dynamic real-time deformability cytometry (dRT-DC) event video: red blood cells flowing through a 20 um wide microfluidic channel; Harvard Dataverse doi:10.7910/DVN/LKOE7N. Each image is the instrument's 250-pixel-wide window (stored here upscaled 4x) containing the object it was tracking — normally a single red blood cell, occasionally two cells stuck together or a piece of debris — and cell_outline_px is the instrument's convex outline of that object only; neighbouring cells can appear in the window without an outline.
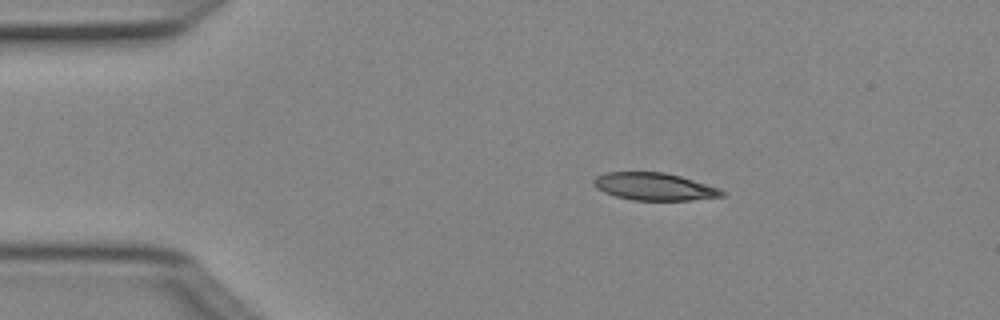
{"species": "Egyptian fruit bat (a non-hibernating species)", "species_latin": "Rousettus aegyptiacus", "temperature_condition": "cold", "stored_images_in_passage": 42, "camera_frame_rate_fps": 3000, "um_per_image_px": 0.085, "animal": {"sex": "female"}, "frame": {"image": 1, "passage_image": 1, "time_ms": 0.0, "image_size_px": [1000, 320], "cell_outline_px": [[724, 196], [692, 200], [632, 200], [616, 196], [604, 192], [596, 188], [592, 184], [592, 180], [596, 176], [604, 172], [664, 172], [680, 176], [720, 188], [724, 192]], "centroid_in_image_um": [55.58, 15.85], "position_along_channel_um": 29.4, "area_um2": 20.58}}
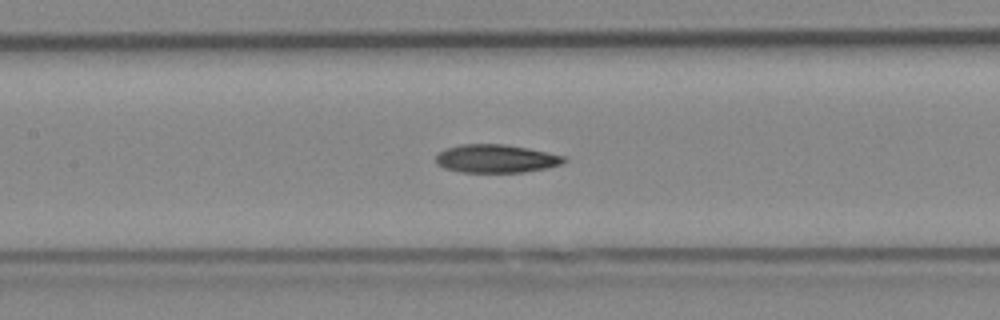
{"frame": {"image": 2, "passage_image": 15, "time_ms": 4.667, "image_size_px": [1000, 320], "cell_outline_px": [[568, 160], [564, 164], [548, 168], [524, 172], [460, 172], [444, 168], [436, 164], [436, 156], [440, 152], [448, 148], [460, 144], [504, 144], [528, 148], [548, 152], [564, 156]], "centroid_in_image_um": [42.21, 13.49], "position_along_channel_um": 165.2, "area_um2": 21.21}}
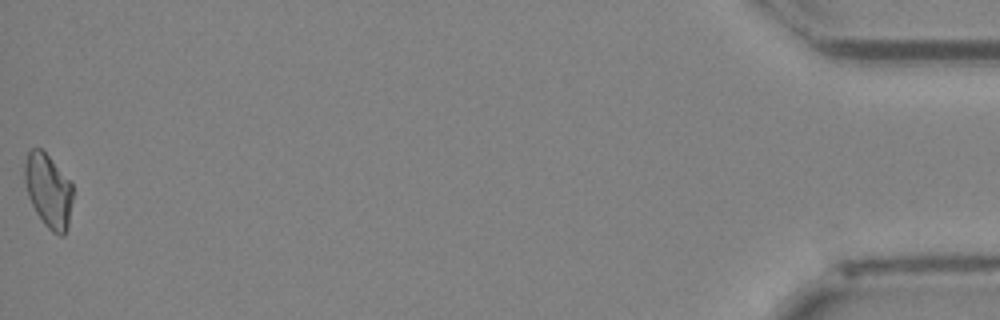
{"frame": {"image": 3, "passage_image": 42, "time_ms": 13.667, "image_size_px": [1000, 320], "cell_outline_px": [[72, 200], [68, 224], [64, 236], [60, 236], [52, 232], [44, 224], [36, 212], [28, 196], [24, 180], [24, 164], [28, 152], [32, 148], [40, 148], [72, 180]], "centroid_in_image_um": [4.12, 16.2], "position_along_channel_um": 431.1, "area_um2": 20.75}, "authors_computed_cell_mechanics": {"area_um2": 21.0681, "velocity_mm_per_s": 4.0587, "shape_relaxation_time_tau1_ms": 6.6623, "shape_relaxation_time_tau2_ms": null, "deformation_change_tau1": 0.1671, "deformation_change_tau2": null}}